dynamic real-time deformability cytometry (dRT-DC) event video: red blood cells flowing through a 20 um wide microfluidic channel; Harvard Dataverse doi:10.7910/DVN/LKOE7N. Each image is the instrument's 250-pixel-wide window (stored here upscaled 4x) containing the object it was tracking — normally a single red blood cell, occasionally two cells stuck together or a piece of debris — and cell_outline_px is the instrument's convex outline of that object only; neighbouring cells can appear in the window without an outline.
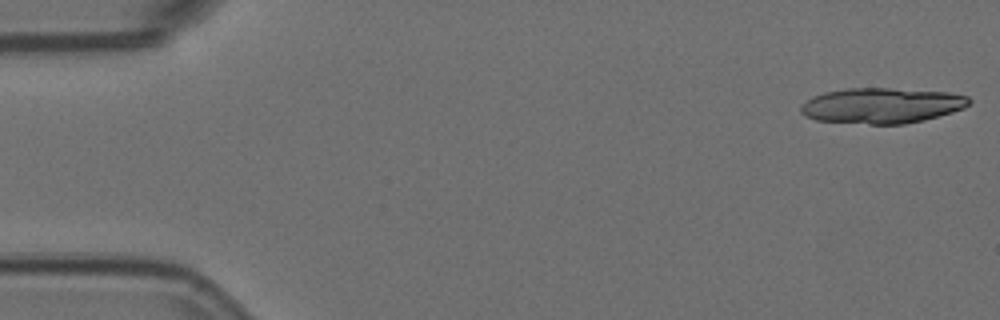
{"species": "Egyptian fruit bat (a non-hibernating species)", "species_latin": "Rousettus aegyptiacus", "temperature_condition": "room temperature", "stored_images_in_passage": 19, "camera_frame_rate_fps": 3000, "um_per_image_px": 0.085, "animal": {"sex": "female"}, "frame": {"image": 1, "passage_image": 1, "time_ms": 0.0, "image_size_px": [1000, 320], "cell_outline_px": [[972, 100], [964, 108], [952, 112], [924, 120], [904, 124], [868, 124], [816, 120], [804, 116], [800, 112], [800, 108], [812, 96], [824, 92], [848, 88], [888, 88], [948, 92], [968, 96]], "centroid_in_image_um": [74.95, 8.97], "position_along_channel_um": 10.1, "area_um2": 34.8}}